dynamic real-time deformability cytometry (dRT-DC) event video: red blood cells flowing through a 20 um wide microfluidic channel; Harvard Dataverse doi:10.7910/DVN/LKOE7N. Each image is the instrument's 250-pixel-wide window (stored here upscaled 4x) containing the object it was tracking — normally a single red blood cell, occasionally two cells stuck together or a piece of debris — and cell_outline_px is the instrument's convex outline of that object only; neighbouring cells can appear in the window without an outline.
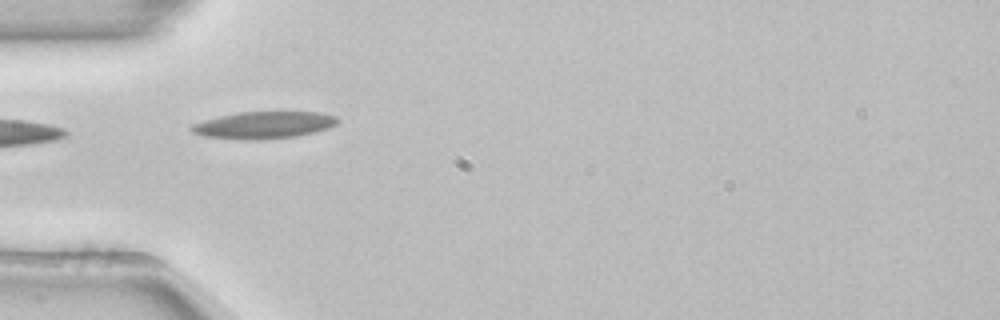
{"species": "common noctule bat (a hibernating species)", "species_latin": "Nyctalus noctula", "temperature_condition": "room temperature", "stored_images_in_passage": 5, "camera_frame_rate_fps": 3000, "um_per_image_px": 0.085, "animal": {"sex": "female", "body_mass_g": 22.7, "forearm_length_mm": 54.2}, "frame": {"image": 1, "passage_image": 1, "time_ms": 0.0, "image_size_px": [1000, 320], "cell_outline_px": [[340, 120], [336, 124], [328, 128], [296, 136], [256, 140], [204, 136], [192, 132], [188, 128], [192, 124], [204, 120], [220, 116], [240, 112], [320, 112], [336, 116]], "centroid_in_image_um": [22.43, 10.62], "position_along_channel_um": 62.6, "area_um2": 22.77}}